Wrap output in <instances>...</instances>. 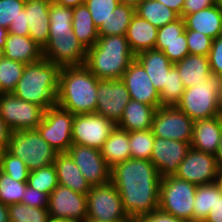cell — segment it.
I'll return each instance as SVG.
<instances>
[{
  "instance_id": "obj_1",
  "label": "cell",
  "mask_w": 222,
  "mask_h": 222,
  "mask_svg": "<svg viewBox=\"0 0 222 222\" xmlns=\"http://www.w3.org/2000/svg\"><path fill=\"white\" fill-rule=\"evenodd\" d=\"M161 178L150 160L130 158L111 168L110 181L133 222L141 215L158 210Z\"/></svg>"
},
{
  "instance_id": "obj_2",
  "label": "cell",
  "mask_w": 222,
  "mask_h": 222,
  "mask_svg": "<svg viewBox=\"0 0 222 222\" xmlns=\"http://www.w3.org/2000/svg\"><path fill=\"white\" fill-rule=\"evenodd\" d=\"M73 8L51 1L49 11V38L43 49V58L60 67L85 64L87 49L74 35Z\"/></svg>"
},
{
  "instance_id": "obj_3",
  "label": "cell",
  "mask_w": 222,
  "mask_h": 222,
  "mask_svg": "<svg viewBox=\"0 0 222 222\" xmlns=\"http://www.w3.org/2000/svg\"><path fill=\"white\" fill-rule=\"evenodd\" d=\"M98 83L85 65L61 67L58 105L74 115L95 113Z\"/></svg>"
},
{
  "instance_id": "obj_4",
  "label": "cell",
  "mask_w": 222,
  "mask_h": 222,
  "mask_svg": "<svg viewBox=\"0 0 222 222\" xmlns=\"http://www.w3.org/2000/svg\"><path fill=\"white\" fill-rule=\"evenodd\" d=\"M61 67L45 58L26 64L13 94L21 100L35 103L44 110L58 106Z\"/></svg>"
},
{
  "instance_id": "obj_5",
  "label": "cell",
  "mask_w": 222,
  "mask_h": 222,
  "mask_svg": "<svg viewBox=\"0 0 222 222\" xmlns=\"http://www.w3.org/2000/svg\"><path fill=\"white\" fill-rule=\"evenodd\" d=\"M135 59L125 35L99 36L87 50L85 66L99 80L121 79Z\"/></svg>"
},
{
  "instance_id": "obj_6",
  "label": "cell",
  "mask_w": 222,
  "mask_h": 222,
  "mask_svg": "<svg viewBox=\"0 0 222 222\" xmlns=\"http://www.w3.org/2000/svg\"><path fill=\"white\" fill-rule=\"evenodd\" d=\"M7 150L25 162L29 171L53 164L57 154L37 130H11Z\"/></svg>"
},
{
  "instance_id": "obj_7",
  "label": "cell",
  "mask_w": 222,
  "mask_h": 222,
  "mask_svg": "<svg viewBox=\"0 0 222 222\" xmlns=\"http://www.w3.org/2000/svg\"><path fill=\"white\" fill-rule=\"evenodd\" d=\"M197 185L169 175L161 178L159 210L193 222V207Z\"/></svg>"
},
{
  "instance_id": "obj_8",
  "label": "cell",
  "mask_w": 222,
  "mask_h": 222,
  "mask_svg": "<svg viewBox=\"0 0 222 222\" xmlns=\"http://www.w3.org/2000/svg\"><path fill=\"white\" fill-rule=\"evenodd\" d=\"M218 84L219 78L211 76L206 83L186 88L176 107L193 121L220 115Z\"/></svg>"
},
{
  "instance_id": "obj_9",
  "label": "cell",
  "mask_w": 222,
  "mask_h": 222,
  "mask_svg": "<svg viewBox=\"0 0 222 222\" xmlns=\"http://www.w3.org/2000/svg\"><path fill=\"white\" fill-rule=\"evenodd\" d=\"M87 218L105 222H133L126 214L120 194L111 181L91 186L87 193Z\"/></svg>"
},
{
  "instance_id": "obj_10",
  "label": "cell",
  "mask_w": 222,
  "mask_h": 222,
  "mask_svg": "<svg viewBox=\"0 0 222 222\" xmlns=\"http://www.w3.org/2000/svg\"><path fill=\"white\" fill-rule=\"evenodd\" d=\"M74 114L58 106L44 111L41 123L36 130L41 137L57 152L67 153L72 143Z\"/></svg>"
},
{
  "instance_id": "obj_11",
  "label": "cell",
  "mask_w": 222,
  "mask_h": 222,
  "mask_svg": "<svg viewBox=\"0 0 222 222\" xmlns=\"http://www.w3.org/2000/svg\"><path fill=\"white\" fill-rule=\"evenodd\" d=\"M44 111L41 106L21 100L12 92L0 97V115L10 130H36Z\"/></svg>"
},
{
  "instance_id": "obj_12",
  "label": "cell",
  "mask_w": 222,
  "mask_h": 222,
  "mask_svg": "<svg viewBox=\"0 0 222 222\" xmlns=\"http://www.w3.org/2000/svg\"><path fill=\"white\" fill-rule=\"evenodd\" d=\"M194 121L176 106L156 109L152 122L155 137L188 142L191 144Z\"/></svg>"
},
{
  "instance_id": "obj_13",
  "label": "cell",
  "mask_w": 222,
  "mask_h": 222,
  "mask_svg": "<svg viewBox=\"0 0 222 222\" xmlns=\"http://www.w3.org/2000/svg\"><path fill=\"white\" fill-rule=\"evenodd\" d=\"M116 124L97 113L77 114L72 127V143L101 149Z\"/></svg>"
},
{
  "instance_id": "obj_14",
  "label": "cell",
  "mask_w": 222,
  "mask_h": 222,
  "mask_svg": "<svg viewBox=\"0 0 222 222\" xmlns=\"http://www.w3.org/2000/svg\"><path fill=\"white\" fill-rule=\"evenodd\" d=\"M174 176L199 186L219 181L220 170L214 154L190 148Z\"/></svg>"
},
{
  "instance_id": "obj_15",
  "label": "cell",
  "mask_w": 222,
  "mask_h": 222,
  "mask_svg": "<svg viewBox=\"0 0 222 222\" xmlns=\"http://www.w3.org/2000/svg\"><path fill=\"white\" fill-rule=\"evenodd\" d=\"M130 100L129 91L121 79L99 80L95 113L116 124Z\"/></svg>"
},
{
  "instance_id": "obj_16",
  "label": "cell",
  "mask_w": 222,
  "mask_h": 222,
  "mask_svg": "<svg viewBox=\"0 0 222 222\" xmlns=\"http://www.w3.org/2000/svg\"><path fill=\"white\" fill-rule=\"evenodd\" d=\"M67 153L91 186L110 182L111 168L105 162L99 149L72 144Z\"/></svg>"
},
{
  "instance_id": "obj_17",
  "label": "cell",
  "mask_w": 222,
  "mask_h": 222,
  "mask_svg": "<svg viewBox=\"0 0 222 222\" xmlns=\"http://www.w3.org/2000/svg\"><path fill=\"white\" fill-rule=\"evenodd\" d=\"M48 212L51 219H75L84 222L87 218V194L58 185L49 195Z\"/></svg>"
},
{
  "instance_id": "obj_18",
  "label": "cell",
  "mask_w": 222,
  "mask_h": 222,
  "mask_svg": "<svg viewBox=\"0 0 222 222\" xmlns=\"http://www.w3.org/2000/svg\"><path fill=\"white\" fill-rule=\"evenodd\" d=\"M190 148L188 142L155 137L150 161L161 177L174 175Z\"/></svg>"
},
{
  "instance_id": "obj_19",
  "label": "cell",
  "mask_w": 222,
  "mask_h": 222,
  "mask_svg": "<svg viewBox=\"0 0 222 222\" xmlns=\"http://www.w3.org/2000/svg\"><path fill=\"white\" fill-rule=\"evenodd\" d=\"M121 80L127 87L131 99L153 106L156 109L162 107L160 93L153 85L143 66L136 59L130 63Z\"/></svg>"
},
{
  "instance_id": "obj_20",
  "label": "cell",
  "mask_w": 222,
  "mask_h": 222,
  "mask_svg": "<svg viewBox=\"0 0 222 222\" xmlns=\"http://www.w3.org/2000/svg\"><path fill=\"white\" fill-rule=\"evenodd\" d=\"M52 0H26L24 10L27 14L29 37L42 49L49 38V11Z\"/></svg>"
},
{
  "instance_id": "obj_21",
  "label": "cell",
  "mask_w": 222,
  "mask_h": 222,
  "mask_svg": "<svg viewBox=\"0 0 222 222\" xmlns=\"http://www.w3.org/2000/svg\"><path fill=\"white\" fill-rule=\"evenodd\" d=\"M183 19L185 30L198 31L212 39L222 35V4L220 1L198 12L187 14Z\"/></svg>"
},
{
  "instance_id": "obj_22",
  "label": "cell",
  "mask_w": 222,
  "mask_h": 222,
  "mask_svg": "<svg viewBox=\"0 0 222 222\" xmlns=\"http://www.w3.org/2000/svg\"><path fill=\"white\" fill-rule=\"evenodd\" d=\"M222 131V115L194 121L191 148L216 154Z\"/></svg>"
},
{
  "instance_id": "obj_23",
  "label": "cell",
  "mask_w": 222,
  "mask_h": 222,
  "mask_svg": "<svg viewBox=\"0 0 222 222\" xmlns=\"http://www.w3.org/2000/svg\"><path fill=\"white\" fill-rule=\"evenodd\" d=\"M53 165L56 169L59 185L68 187L80 194H87L90 191L91 185L68 153H57Z\"/></svg>"
},
{
  "instance_id": "obj_24",
  "label": "cell",
  "mask_w": 222,
  "mask_h": 222,
  "mask_svg": "<svg viewBox=\"0 0 222 222\" xmlns=\"http://www.w3.org/2000/svg\"><path fill=\"white\" fill-rule=\"evenodd\" d=\"M135 59L143 66L155 88L160 92L166 85L167 72L174 66L163 51L151 49L139 52Z\"/></svg>"
},
{
  "instance_id": "obj_25",
  "label": "cell",
  "mask_w": 222,
  "mask_h": 222,
  "mask_svg": "<svg viewBox=\"0 0 222 222\" xmlns=\"http://www.w3.org/2000/svg\"><path fill=\"white\" fill-rule=\"evenodd\" d=\"M157 34V27L135 14L125 36L131 51L136 55L142 51L155 49Z\"/></svg>"
},
{
  "instance_id": "obj_26",
  "label": "cell",
  "mask_w": 222,
  "mask_h": 222,
  "mask_svg": "<svg viewBox=\"0 0 222 222\" xmlns=\"http://www.w3.org/2000/svg\"><path fill=\"white\" fill-rule=\"evenodd\" d=\"M184 88L206 83L213 76L210 71L208 56L188 54L181 61L174 63Z\"/></svg>"
},
{
  "instance_id": "obj_27",
  "label": "cell",
  "mask_w": 222,
  "mask_h": 222,
  "mask_svg": "<svg viewBox=\"0 0 222 222\" xmlns=\"http://www.w3.org/2000/svg\"><path fill=\"white\" fill-rule=\"evenodd\" d=\"M3 56L17 62L30 64L43 58V49L29 36L8 33Z\"/></svg>"
},
{
  "instance_id": "obj_28",
  "label": "cell",
  "mask_w": 222,
  "mask_h": 222,
  "mask_svg": "<svg viewBox=\"0 0 222 222\" xmlns=\"http://www.w3.org/2000/svg\"><path fill=\"white\" fill-rule=\"evenodd\" d=\"M156 108L131 99L116 126L128 132L150 130Z\"/></svg>"
},
{
  "instance_id": "obj_29",
  "label": "cell",
  "mask_w": 222,
  "mask_h": 222,
  "mask_svg": "<svg viewBox=\"0 0 222 222\" xmlns=\"http://www.w3.org/2000/svg\"><path fill=\"white\" fill-rule=\"evenodd\" d=\"M100 151L110 168L130 159L129 132L116 126Z\"/></svg>"
},
{
  "instance_id": "obj_30",
  "label": "cell",
  "mask_w": 222,
  "mask_h": 222,
  "mask_svg": "<svg viewBox=\"0 0 222 222\" xmlns=\"http://www.w3.org/2000/svg\"><path fill=\"white\" fill-rule=\"evenodd\" d=\"M72 27L74 35L87 50L95 45L99 38L98 28L86 4L73 7Z\"/></svg>"
},
{
  "instance_id": "obj_31",
  "label": "cell",
  "mask_w": 222,
  "mask_h": 222,
  "mask_svg": "<svg viewBox=\"0 0 222 222\" xmlns=\"http://www.w3.org/2000/svg\"><path fill=\"white\" fill-rule=\"evenodd\" d=\"M135 14L157 28L174 22L180 17L175 11L156 0L141 2L135 9Z\"/></svg>"
},
{
  "instance_id": "obj_32",
  "label": "cell",
  "mask_w": 222,
  "mask_h": 222,
  "mask_svg": "<svg viewBox=\"0 0 222 222\" xmlns=\"http://www.w3.org/2000/svg\"><path fill=\"white\" fill-rule=\"evenodd\" d=\"M135 9L119 3L106 22L98 28L99 36L126 35Z\"/></svg>"
},
{
  "instance_id": "obj_33",
  "label": "cell",
  "mask_w": 222,
  "mask_h": 222,
  "mask_svg": "<svg viewBox=\"0 0 222 222\" xmlns=\"http://www.w3.org/2000/svg\"><path fill=\"white\" fill-rule=\"evenodd\" d=\"M215 203L216 182L197 186L193 207V222H204Z\"/></svg>"
},
{
  "instance_id": "obj_34",
  "label": "cell",
  "mask_w": 222,
  "mask_h": 222,
  "mask_svg": "<svg viewBox=\"0 0 222 222\" xmlns=\"http://www.w3.org/2000/svg\"><path fill=\"white\" fill-rule=\"evenodd\" d=\"M155 136L152 130L129 132V146L132 159L150 160Z\"/></svg>"
},
{
  "instance_id": "obj_35",
  "label": "cell",
  "mask_w": 222,
  "mask_h": 222,
  "mask_svg": "<svg viewBox=\"0 0 222 222\" xmlns=\"http://www.w3.org/2000/svg\"><path fill=\"white\" fill-rule=\"evenodd\" d=\"M9 222H50L48 208H35L23 203L8 205Z\"/></svg>"
},
{
  "instance_id": "obj_36",
  "label": "cell",
  "mask_w": 222,
  "mask_h": 222,
  "mask_svg": "<svg viewBox=\"0 0 222 222\" xmlns=\"http://www.w3.org/2000/svg\"><path fill=\"white\" fill-rule=\"evenodd\" d=\"M27 184L34 189L50 195L59 185L53 164L29 172Z\"/></svg>"
},
{
  "instance_id": "obj_37",
  "label": "cell",
  "mask_w": 222,
  "mask_h": 222,
  "mask_svg": "<svg viewBox=\"0 0 222 222\" xmlns=\"http://www.w3.org/2000/svg\"><path fill=\"white\" fill-rule=\"evenodd\" d=\"M185 88L180 74L175 66L167 72L166 85L159 92L161 106H176L181 99Z\"/></svg>"
},
{
  "instance_id": "obj_38",
  "label": "cell",
  "mask_w": 222,
  "mask_h": 222,
  "mask_svg": "<svg viewBox=\"0 0 222 222\" xmlns=\"http://www.w3.org/2000/svg\"><path fill=\"white\" fill-rule=\"evenodd\" d=\"M26 64L3 56L0 61V85L4 93H11L20 80Z\"/></svg>"
},
{
  "instance_id": "obj_39",
  "label": "cell",
  "mask_w": 222,
  "mask_h": 222,
  "mask_svg": "<svg viewBox=\"0 0 222 222\" xmlns=\"http://www.w3.org/2000/svg\"><path fill=\"white\" fill-rule=\"evenodd\" d=\"M27 182H18L0 170V203L4 205L21 203Z\"/></svg>"
},
{
  "instance_id": "obj_40",
  "label": "cell",
  "mask_w": 222,
  "mask_h": 222,
  "mask_svg": "<svg viewBox=\"0 0 222 222\" xmlns=\"http://www.w3.org/2000/svg\"><path fill=\"white\" fill-rule=\"evenodd\" d=\"M0 170L18 182L28 181L30 171L27 165L8 150L1 153Z\"/></svg>"
},
{
  "instance_id": "obj_41",
  "label": "cell",
  "mask_w": 222,
  "mask_h": 222,
  "mask_svg": "<svg viewBox=\"0 0 222 222\" xmlns=\"http://www.w3.org/2000/svg\"><path fill=\"white\" fill-rule=\"evenodd\" d=\"M119 3L117 0H85L93 23L97 28L108 20Z\"/></svg>"
},
{
  "instance_id": "obj_42",
  "label": "cell",
  "mask_w": 222,
  "mask_h": 222,
  "mask_svg": "<svg viewBox=\"0 0 222 222\" xmlns=\"http://www.w3.org/2000/svg\"><path fill=\"white\" fill-rule=\"evenodd\" d=\"M183 17L158 28L156 42L187 41Z\"/></svg>"
},
{
  "instance_id": "obj_43",
  "label": "cell",
  "mask_w": 222,
  "mask_h": 222,
  "mask_svg": "<svg viewBox=\"0 0 222 222\" xmlns=\"http://www.w3.org/2000/svg\"><path fill=\"white\" fill-rule=\"evenodd\" d=\"M185 32L189 54L208 56L213 39L198 31L185 30Z\"/></svg>"
},
{
  "instance_id": "obj_44",
  "label": "cell",
  "mask_w": 222,
  "mask_h": 222,
  "mask_svg": "<svg viewBox=\"0 0 222 222\" xmlns=\"http://www.w3.org/2000/svg\"><path fill=\"white\" fill-rule=\"evenodd\" d=\"M26 0H0V26L9 28L24 9Z\"/></svg>"
},
{
  "instance_id": "obj_45",
  "label": "cell",
  "mask_w": 222,
  "mask_h": 222,
  "mask_svg": "<svg viewBox=\"0 0 222 222\" xmlns=\"http://www.w3.org/2000/svg\"><path fill=\"white\" fill-rule=\"evenodd\" d=\"M155 49L163 51L172 63L181 61L189 54L187 41L156 42Z\"/></svg>"
},
{
  "instance_id": "obj_46",
  "label": "cell",
  "mask_w": 222,
  "mask_h": 222,
  "mask_svg": "<svg viewBox=\"0 0 222 222\" xmlns=\"http://www.w3.org/2000/svg\"><path fill=\"white\" fill-rule=\"evenodd\" d=\"M208 60L212 75L222 78V35L213 39Z\"/></svg>"
},
{
  "instance_id": "obj_47",
  "label": "cell",
  "mask_w": 222,
  "mask_h": 222,
  "mask_svg": "<svg viewBox=\"0 0 222 222\" xmlns=\"http://www.w3.org/2000/svg\"><path fill=\"white\" fill-rule=\"evenodd\" d=\"M21 203L35 208H48L49 195L40 192L27 184L23 192Z\"/></svg>"
},
{
  "instance_id": "obj_48",
  "label": "cell",
  "mask_w": 222,
  "mask_h": 222,
  "mask_svg": "<svg viewBox=\"0 0 222 222\" xmlns=\"http://www.w3.org/2000/svg\"><path fill=\"white\" fill-rule=\"evenodd\" d=\"M134 222H188L173 215L166 214L159 209L139 216Z\"/></svg>"
},
{
  "instance_id": "obj_49",
  "label": "cell",
  "mask_w": 222,
  "mask_h": 222,
  "mask_svg": "<svg viewBox=\"0 0 222 222\" xmlns=\"http://www.w3.org/2000/svg\"><path fill=\"white\" fill-rule=\"evenodd\" d=\"M204 222H222V184L220 181L216 182V203Z\"/></svg>"
},
{
  "instance_id": "obj_50",
  "label": "cell",
  "mask_w": 222,
  "mask_h": 222,
  "mask_svg": "<svg viewBox=\"0 0 222 222\" xmlns=\"http://www.w3.org/2000/svg\"><path fill=\"white\" fill-rule=\"evenodd\" d=\"M8 32L19 36H29L27 14L24 9L20 12V15L15 21H12L8 28Z\"/></svg>"
},
{
  "instance_id": "obj_51",
  "label": "cell",
  "mask_w": 222,
  "mask_h": 222,
  "mask_svg": "<svg viewBox=\"0 0 222 222\" xmlns=\"http://www.w3.org/2000/svg\"><path fill=\"white\" fill-rule=\"evenodd\" d=\"M218 0H185L182 10V17L203 10L209 6L216 4Z\"/></svg>"
},
{
  "instance_id": "obj_52",
  "label": "cell",
  "mask_w": 222,
  "mask_h": 222,
  "mask_svg": "<svg viewBox=\"0 0 222 222\" xmlns=\"http://www.w3.org/2000/svg\"><path fill=\"white\" fill-rule=\"evenodd\" d=\"M10 129L5 124L4 120L0 115V152H4L8 149L10 141Z\"/></svg>"
},
{
  "instance_id": "obj_53",
  "label": "cell",
  "mask_w": 222,
  "mask_h": 222,
  "mask_svg": "<svg viewBox=\"0 0 222 222\" xmlns=\"http://www.w3.org/2000/svg\"><path fill=\"white\" fill-rule=\"evenodd\" d=\"M165 6L175 11L180 17H182V10L185 4V0H156Z\"/></svg>"
},
{
  "instance_id": "obj_54",
  "label": "cell",
  "mask_w": 222,
  "mask_h": 222,
  "mask_svg": "<svg viewBox=\"0 0 222 222\" xmlns=\"http://www.w3.org/2000/svg\"><path fill=\"white\" fill-rule=\"evenodd\" d=\"M52 2L70 8L85 4V0H52Z\"/></svg>"
},
{
  "instance_id": "obj_55",
  "label": "cell",
  "mask_w": 222,
  "mask_h": 222,
  "mask_svg": "<svg viewBox=\"0 0 222 222\" xmlns=\"http://www.w3.org/2000/svg\"><path fill=\"white\" fill-rule=\"evenodd\" d=\"M215 157H216L218 168L220 172H222V131H221L220 140L218 143V148H217Z\"/></svg>"
},
{
  "instance_id": "obj_56",
  "label": "cell",
  "mask_w": 222,
  "mask_h": 222,
  "mask_svg": "<svg viewBox=\"0 0 222 222\" xmlns=\"http://www.w3.org/2000/svg\"><path fill=\"white\" fill-rule=\"evenodd\" d=\"M8 29L0 26V51H3L6 45V39L8 36Z\"/></svg>"
},
{
  "instance_id": "obj_57",
  "label": "cell",
  "mask_w": 222,
  "mask_h": 222,
  "mask_svg": "<svg viewBox=\"0 0 222 222\" xmlns=\"http://www.w3.org/2000/svg\"><path fill=\"white\" fill-rule=\"evenodd\" d=\"M0 222H9L8 205L0 203Z\"/></svg>"
},
{
  "instance_id": "obj_58",
  "label": "cell",
  "mask_w": 222,
  "mask_h": 222,
  "mask_svg": "<svg viewBox=\"0 0 222 222\" xmlns=\"http://www.w3.org/2000/svg\"><path fill=\"white\" fill-rule=\"evenodd\" d=\"M145 0H120V3L125 4L126 6L136 9L138 5Z\"/></svg>"
},
{
  "instance_id": "obj_59",
  "label": "cell",
  "mask_w": 222,
  "mask_h": 222,
  "mask_svg": "<svg viewBox=\"0 0 222 222\" xmlns=\"http://www.w3.org/2000/svg\"><path fill=\"white\" fill-rule=\"evenodd\" d=\"M218 106L220 115H222V78H219L218 84Z\"/></svg>"
},
{
  "instance_id": "obj_60",
  "label": "cell",
  "mask_w": 222,
  "mask_h": 222,
  "mask_svg": "<svg viewBox=\"0 0 222 222\" xmlns=\"http://www.w3.org/2000/svg\"><path fill=\"white\" fill-rule=\"evenodd\" d=\"M50 222H79L75 219H51Z\"/></svg>"
},
{
  "instance_id": "obj_61",
  "label": "cell",
  "mask_w": 222,
  "mask_h": 222,
  "mask_svg": "<svg viewBox=\"0 0 222 222\" xmlns=\"http://www.w3.org/2000/svg\"><path fill=\"white\" fill-rule=\"evenodd\" d=\"M84 222H105V221H98V220H95V219H92V218H86L84 220Z\"/></svg>"
},
{
  "instance_id": "obj_62",
  "label": "cell",
  "mask_w": 222,
  "mask_h": 222,
  "mask_svg": "<svg viewBox=\"0 0 222 222\" xmlns=\"http://www.w3.org/2000/svg\"><path fill=\"white\" fill-rule=\"evenodd\" d=\"M4 94L2 88H1V85H0V97Z\"/></svg>"
},
{
  "instance_id": "obj_63",
  "label": "cell",
  "mask_w": 222,
  "mask_h": 222,
  "mask_svg": "<svg viewBox=\"0 0 222 222\" xmlns=\"http://www.w3.org/2000/svg\"><path fill=\"white\" fill-rule=\"evenodd\" d=\"M3 58V51H0V61L2 60Z\"/></svg>"
},
{
  "instance_id": "obj_64",
  "label": "cell",
  "mask_w": 222,
  "mask_h": 222,
  "mask_svg": "<svg viewBox=\"0 0 222 222\" xmlns=\"http://www.w3.org/2000/svg\"><path fill=\"white\" fill-rule=\"evenodd\" d=\"M219 181H220V182H221V184H222V172H220Z\"/></svg>"
}]
</instances>
